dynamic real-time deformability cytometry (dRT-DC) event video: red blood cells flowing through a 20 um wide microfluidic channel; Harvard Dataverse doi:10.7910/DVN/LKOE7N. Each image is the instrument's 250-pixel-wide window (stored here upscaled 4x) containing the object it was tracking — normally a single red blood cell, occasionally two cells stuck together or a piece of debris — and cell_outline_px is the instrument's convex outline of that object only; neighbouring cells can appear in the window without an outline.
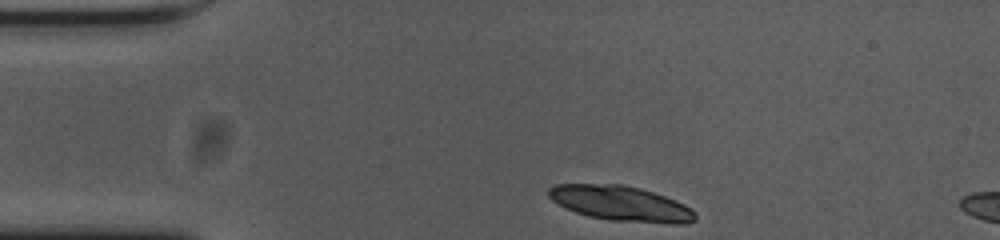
{"species": "common noctule bat (a hibernating species)", "species_latin": "Nyctalus noctula", "temperature_condition": "cold", "stored_images_in_passage": 7, "camera_frame_rate_fps": 3000, "um_per_image_px": 0.085, "animal": {"sex": "female", "body_mass_g": 23.0, "forearm_length_mm": 53.4}, "frame": {"image": 1, "passage_image": 1, "time_ms": 0.0, "image_size_px": [1000, 240], "cell_outline_px": [[696, 220], [688, 224], [668, 224], [608, 220], [588, 216], [564, 208], [552, 200], [548, 196], [548, 188], [556, 184], [624, 184], [640, 188], [664, 196], [684, 204], [692, 208], [696, 212]], "centroid_in_image_um": [52.79, 17.31], "position_along_channel_um": 32.2, "area_um2": 30.29}}